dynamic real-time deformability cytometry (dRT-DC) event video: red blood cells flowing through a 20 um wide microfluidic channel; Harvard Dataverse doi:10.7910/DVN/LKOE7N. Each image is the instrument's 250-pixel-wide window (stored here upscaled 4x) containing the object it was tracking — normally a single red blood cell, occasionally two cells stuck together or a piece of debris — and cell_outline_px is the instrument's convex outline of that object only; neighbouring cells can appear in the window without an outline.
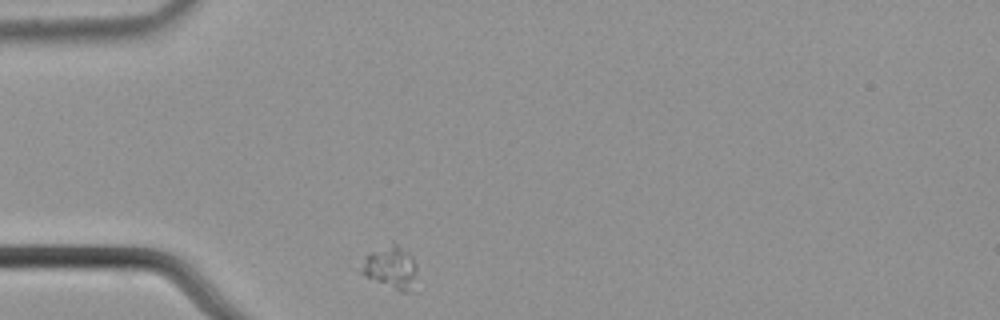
{"species": "common noctule bat (a hibernating species)", "species_latin": "Nyctalus noctula", "temperature_condition": "cold", "stored_images_in_passage": 34, "camera_frame_rate_fps": 3000, "um_per_image_px": 0.085, "animal": {"sex": "male", "body_mass_g": 21.5, "forearm_length_mm": 52.0}, "frame": {"image": 1, "passage_image": 1, "time_ms": 0.0, "image_size_px": [1000, 320], "cell_outline_px": [[416, 272], [408, 288], [404, 292], [400, 292], [364, 276], [360, 272], [368, 256], [372, 252], [392, 240], [408, 252], [412, 256], [416, 264]], "centroid_in_image_um": [33.2, 22.68], "position_along_channel_um": 51.8, "area_um2": 13.35}}
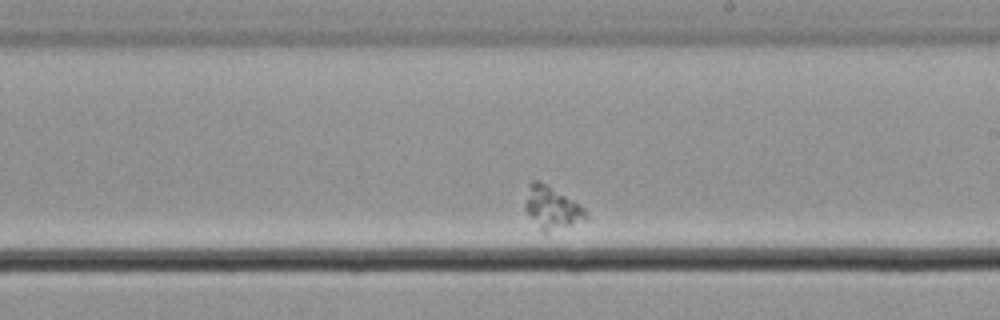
{"frame": {"image": 2, "passage_image": 20, "time_ms": 6.333, "image_size_px": [1000, 320], "cell_outline_px": [[588, 220], [544, 232], [540, 228], [524, 208], [524, 204], [528, 184], [532, 180], [536, 180], [544, 184], [580, 204], [584, 208], [588, 216]], "centroid_in_image_um": [46.91, 17.64], "position_along_channel_um": 242.1, "area_um2": 14.57}}
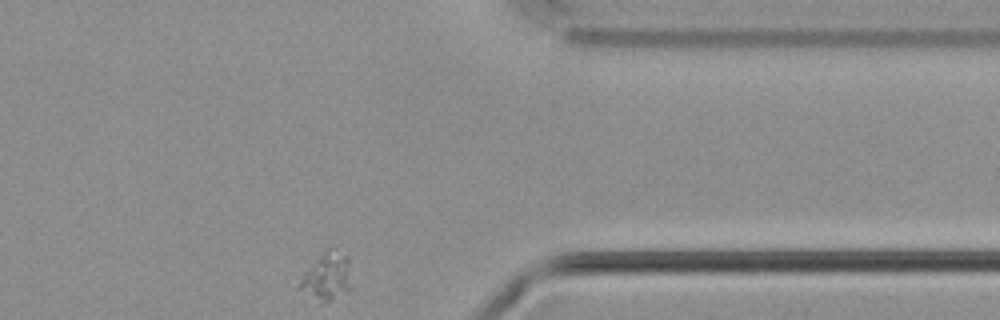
{"frame": {"image": 3, "passage_image": 34, "time_ms": 11.0, "image_size_px": [1000, 320], "cell_outline_px": [[352, 288], [320, 304], [296, 288], [304, 272], [328, 248], [332, 248], [348, 256]], "centroid_in_image_um": [27.77, 23.53], "position_along_channel_um": 383.6, "area_um2": 14.33}}